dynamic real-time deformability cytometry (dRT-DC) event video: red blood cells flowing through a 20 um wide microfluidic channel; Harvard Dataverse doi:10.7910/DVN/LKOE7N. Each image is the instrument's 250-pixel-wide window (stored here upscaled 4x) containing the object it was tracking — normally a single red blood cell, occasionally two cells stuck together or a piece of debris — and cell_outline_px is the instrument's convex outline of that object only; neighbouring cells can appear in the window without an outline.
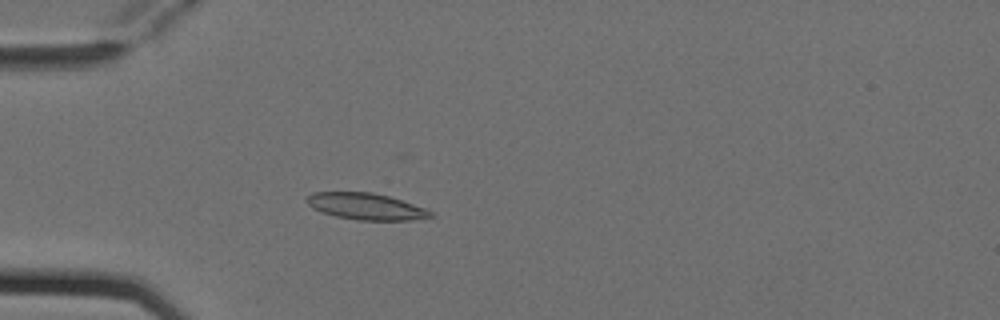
{"species": "Egyptian fruit bat (a non-hibernating species)", "species_latin": "Rousettus aegyptiacus", "temperature_condition": "cold", "stored_images_in_passage": 4, "camera_frame_rate_fps": 3000, "um_per_image_px": 0.085, "animal": {"sex": "female"}, "frame": {"image": 1, "passage_image": 4, "time_ms": 1.0, "image_size_px": [1000, 320], "cell_outline_px": [[436, 216], [412, 220], [356, 220], [336, 216], [312, 208], [304, 200], [312, 192], [372, 192], [388, 196], [424, 208], [432, 212]], "centroid_in_image_um": [31.09, 17.54], "position_along_channel_um": 53.9, "area_um2": 19.02}}